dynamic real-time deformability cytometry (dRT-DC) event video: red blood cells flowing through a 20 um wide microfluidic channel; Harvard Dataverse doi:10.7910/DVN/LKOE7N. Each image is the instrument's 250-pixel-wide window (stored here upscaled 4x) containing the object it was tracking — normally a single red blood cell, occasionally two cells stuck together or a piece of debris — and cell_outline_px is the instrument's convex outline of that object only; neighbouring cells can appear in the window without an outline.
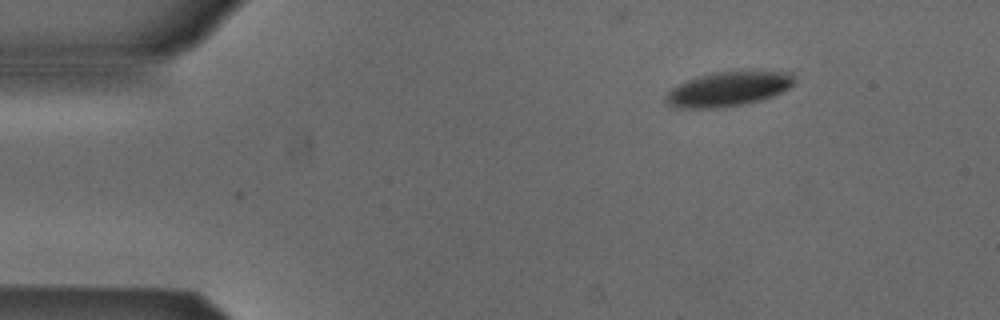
{"species": "Egyptian fruit bat (a non-hibernating species)", "species_latin": "Rousettus aegyptiacus", "temperature_condition": "cold", "stored_images_in_passage": 2, "camera_frame_rate_fps": 3000, "um_per_image_px": 0.085, "animal": {"sex": "male"}, "frame": {"image": 1, "passage_image": 2, "time_ms": 0.333, "image_size_px": [1000, 320], "cell_outline_px": [[796, 80], [788, 88], [772, 96], [760, 100], [744, 104], [720, 108], [676, 108], [668, 104], [664, 100], [664, 96], [672, 88], [696, 76], [716, 72], [752, 68], [792, 72]], "centroid_in_image_um": [61.96, 7.52], "position_along_channel_um": 23.0, "area_um2": 26.7}}